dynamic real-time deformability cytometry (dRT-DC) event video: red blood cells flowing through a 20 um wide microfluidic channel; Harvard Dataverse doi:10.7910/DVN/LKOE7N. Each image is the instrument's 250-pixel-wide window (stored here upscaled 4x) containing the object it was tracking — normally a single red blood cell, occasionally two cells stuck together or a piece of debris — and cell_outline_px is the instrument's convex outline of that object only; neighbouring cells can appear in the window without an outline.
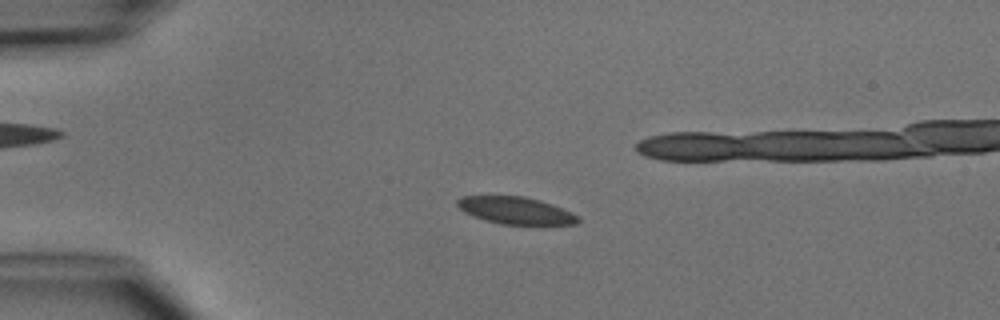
{"species": "common noctule bat (a hibernating species)", "species_latin": "Nyctalus noctula", "temperature_condition": "cold", "stored_images_in_passage": 9, "camera_frame_rate_fps": 3000, "um_per_image_px": 0.085, "animal": {"sex": "male", "body_mass_g": 15.6}, "frame": {"image": 1, "passage_image": 3, "time_ms": 2.333, "image_size_px": [1000, 320], "cell_outline_px": [[580, 220], [576, 224], [500, 224], [472, 216], [464, 212], [456, 204], [456, 200], [460, 196], [524, 196], [552, 204], [580, 216]], "centroid_in_image_um": [43.81, 17.89], "position_along_channel_um": 41.2, "area_um2": 19.02}}
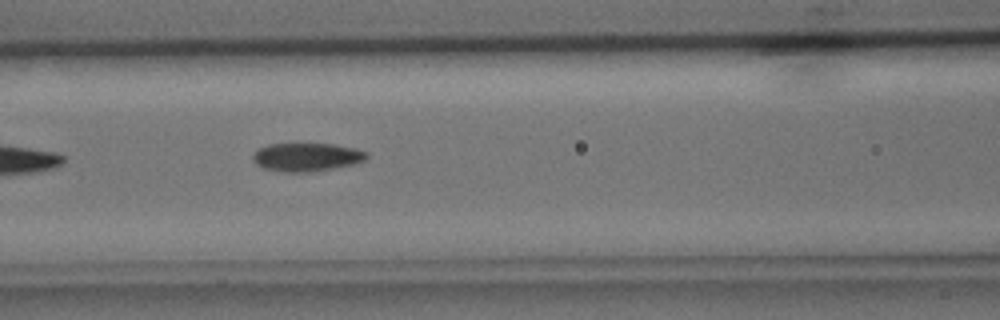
{"frame": {"image": 2, "passage_image": 9, "time_ms": 10.333, "image_size_px": [1000, 320], "cell_outline_px": [[368, 156], [364, 160], [352, 164], [332, 168], [308, 172], [288, 172], [264, 168], [256, 164], [252, 156], [260, 148], [268, 144], [332, 144], [356, 148], [368, 152]], "centroid_in_image_um": [26.08, 13.34], "position_along_channel_um": 140.5, "area_um2": 18.5}}